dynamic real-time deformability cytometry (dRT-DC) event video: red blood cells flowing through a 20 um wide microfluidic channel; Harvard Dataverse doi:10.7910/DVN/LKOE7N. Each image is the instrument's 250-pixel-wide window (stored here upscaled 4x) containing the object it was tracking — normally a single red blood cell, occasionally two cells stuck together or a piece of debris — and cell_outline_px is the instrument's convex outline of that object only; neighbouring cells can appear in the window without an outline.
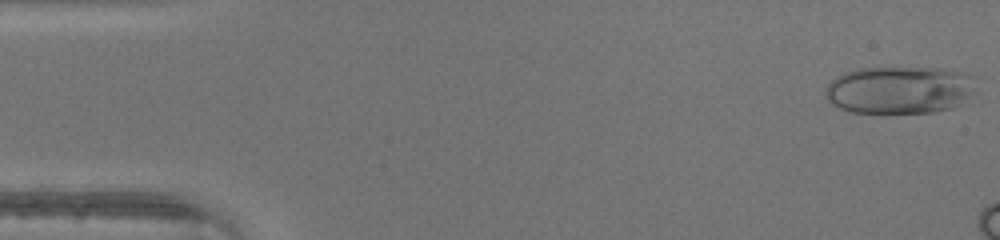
{"species": "human", "species_latin": "Homo sapiens", "temperature_condition": "warm", "stored_images_in_passage": 8, "camera_frame_rate_fps": 3000, "um_per_image_px": 0.085, "donor": {"sex": "male"}, "frame": {"image": 1, "passage_image": 1, "time_ms": 0.0, "image_size_px": [1000, 240], "cell_outline_px": [[976, 92], [972, 104], [956, 108], [932, 112], [852, 112], [840, 108], [832, 104], [824, 96], [824, 88], [836, 76], [844, 72], [856, 68], [940, 68], [960, 72], [972, 76]], "centroid_in_image_um": [76.54, 7.66], "position_along_channel_um": 8.5, "area_um2": 42.66}}